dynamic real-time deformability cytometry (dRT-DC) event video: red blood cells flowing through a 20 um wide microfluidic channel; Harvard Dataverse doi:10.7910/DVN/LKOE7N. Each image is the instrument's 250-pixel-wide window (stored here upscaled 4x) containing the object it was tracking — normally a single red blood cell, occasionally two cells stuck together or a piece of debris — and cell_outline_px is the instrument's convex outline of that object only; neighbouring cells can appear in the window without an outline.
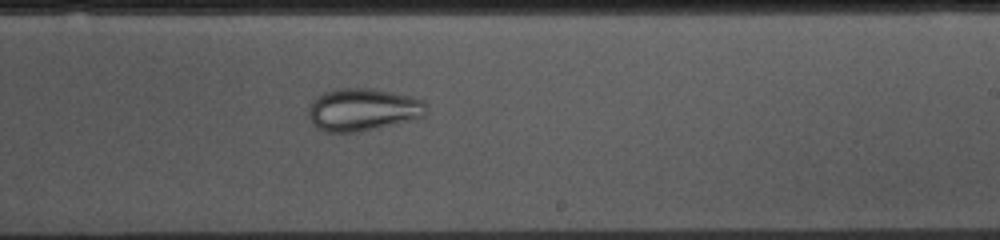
{"species": "common noctule bat (a hibernating species)", "species_latin": "Nyctalus noctula", "temperature_condition": "cold", "stored_images_in_passage": 45, "camera_frame_rate_fps": 3000, "um_per_image_px": 0.085, "animal": {"sex": "female", "body_mass_g": 10.0, "forearm_length_mm": 53.1}, "frame": {"image": 1, "passage_image": 23, "time_ms": 7.333, "image_size_px": [1000, 240], "cell_outline_px": [[428, 108], [424, 116], [412, 120], [380, 128], [360, 132], [324, 132], [316, 128], [312, 124], [308, 116], [308, 108], [312, 100], [316, 96], [324, 92], [336, 88], [372, 88], [412, 96], [424, 100]], "centroid_in_image_um": [30.83, 9.32], "position_along_channel_um": 258.2, "area_um2": 29.82}}
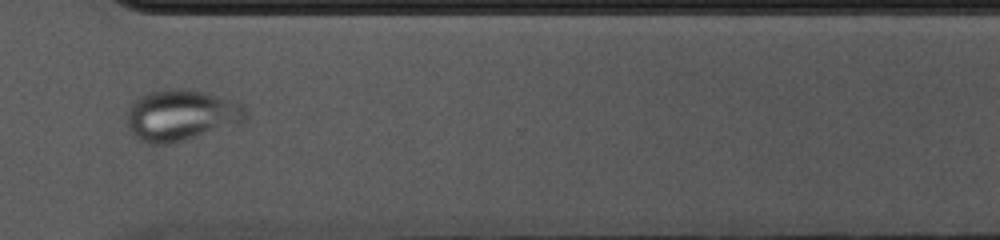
{"frame": {"image": 2, "passage_image": 31, "time_ms": 10.0, "image_size_px": [1000, 240], "cell_outline_px": [[248, 116], [244, 120], [184, 140], [168, 144], [148, 144], [140, 140], [128, 128], [128, 108], [140, 96], [152, 92], [168, 88], [184, 88], [204, 92], [244, 104], [248, 112]], "centroid_in_image_um": [15.38, 9.78], "position_along_channel_um": 355.2, "area_um2": 34.8}}
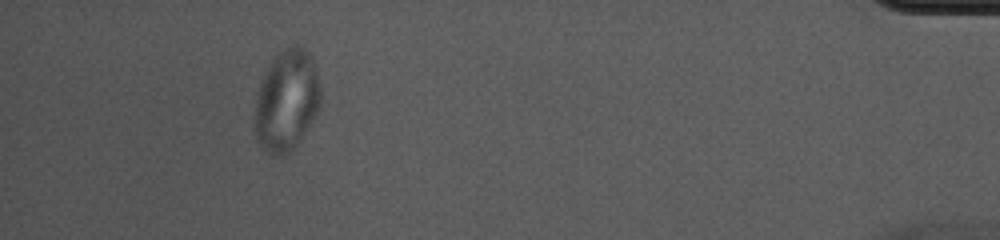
{"frame": {"image": 3, "passage_image": 41, "time_ms": 13.333, "image_size_px": [1000, 240], "cell_outline_px": [[320, 104], [316, 112], [300, 140], [288, 152], [280, 156], [276, 156], [260, 148], [252, 132], [252, 120], [256, 92], [260, 80], [272, 60], [284, 48], [292, 44], [296, 44], [304, 48], [308, 52], [316, 68], [320, 88]], "centroid_in_image_um": [24.29, 8.56], "position_along_channel_um": 410.9, "area_um2": 39.36}}